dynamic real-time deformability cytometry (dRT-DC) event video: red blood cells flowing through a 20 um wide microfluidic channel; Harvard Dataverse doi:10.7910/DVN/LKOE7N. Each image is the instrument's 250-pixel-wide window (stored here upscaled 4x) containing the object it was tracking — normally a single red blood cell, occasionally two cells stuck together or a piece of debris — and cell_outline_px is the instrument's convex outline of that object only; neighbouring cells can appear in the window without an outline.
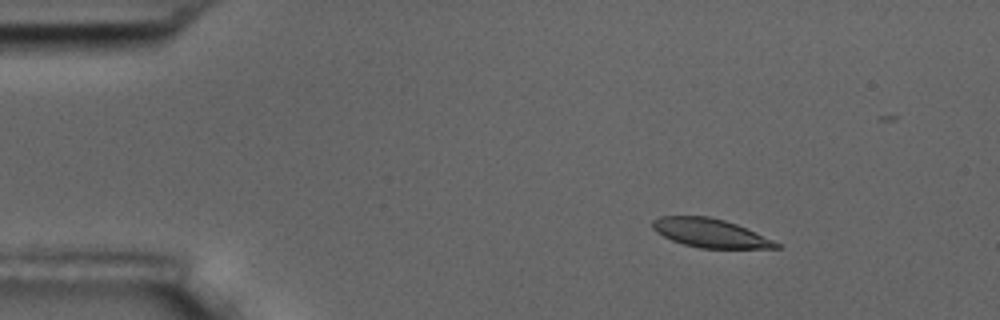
{"species": "common noctule bat (a hibernating species)", "species_latin": "Nyctalus noctula", "temperature_condition": "room temperature", "stored_images_in_passage": 9, "camera_frame_rate_fps": 3000, "um_per_image_px": 0.085, "animal": {"sex": "male", "body_mass_g": 17.5, "forearm_length_mm": 52.3}, "frame": {"image": 1, "passage_image": 3, "time_ms": 2.667, "image_size_px": [1000, 320], "cell_outline_px": [[780, 248], [700, 248], [684, 244], [672, 240], [656, 232], [652, 228], [652, 220], [660, 216], [708, 216], [724, 220], [736, 224], [772, 240], [780, 244]], "centroid_in_image_um": [60.32, 19.8], "position_along_channel_um": 24.7, "area_um2": 20.4}}
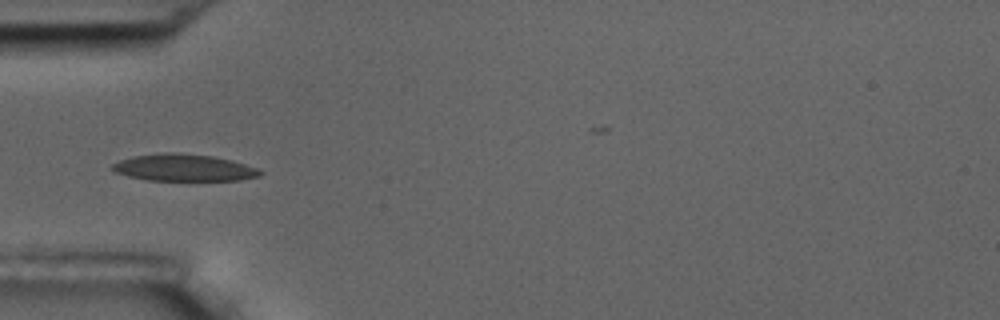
{"frame": {"image": 2, "passage_image": 6, "time_ms": 6.0, "image_size_px": [1000, 320], "cell_outline_px": [[264, 172], [260, 176], [240, 180], [148, 180], [128, 176], [112, 172], [108, 168], [112, 164], [120, 160], [132, 156], [164, 152], [176, 152], [212, 156], [232, 160], [256, 168]], "centroid_in_image_um": [15.57, 14.25], "position_along_channel_um": 69.4, "area_um2": 23.35}}
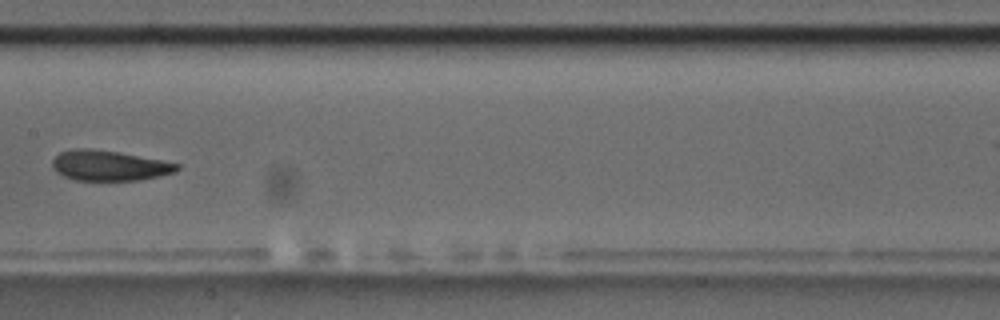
{"frame": {"image": 3, "passage_image": 9, "time_ms": 9.667, "image_size_px": [1000, 320], "cell_outline_px": [[180, 168], [176, 172], [140, 180], [76, 180], [64, 176], [56, 172], [52, 168], [52, 160], [60, 152], [76, 148], [88, 148], [120, 152], [180, 164]], "centroid_in_image_um": [9.27, 14.07], "position_along_channel_um": 198.1, "area_um2": 21.96}}